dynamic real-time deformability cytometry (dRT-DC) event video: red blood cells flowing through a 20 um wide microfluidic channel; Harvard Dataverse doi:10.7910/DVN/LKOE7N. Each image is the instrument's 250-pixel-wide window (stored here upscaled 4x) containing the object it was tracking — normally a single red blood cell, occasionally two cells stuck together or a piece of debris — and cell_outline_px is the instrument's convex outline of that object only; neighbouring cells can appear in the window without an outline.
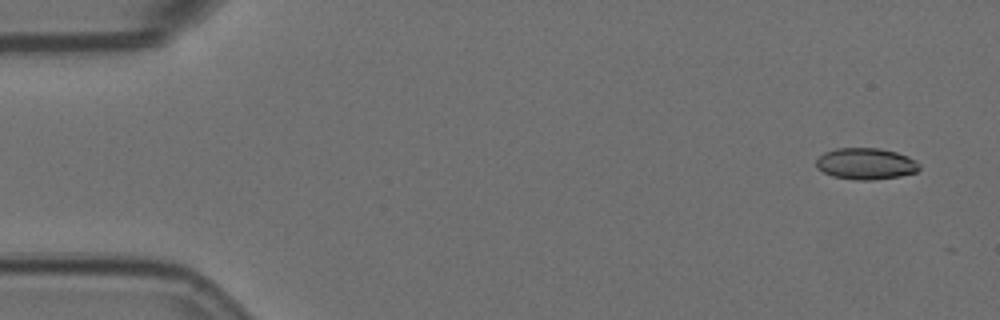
{"species": "Egyptian fruit bat (a non-hibernating species)", "species_latin": "Rousettus aegyptiacus", "temperature_condition": "room temperature", "stored_images_in_passage": 5, "camera_frame_rate_fps": 3000, "um_per_image_px": 0.085, "animal": {"sex": "female"}, "frame": {"image": 1, "passage_image": 1, "time_ms": 0.0, "image_size_px": [1000, 320], "cell_outline_px": [[920, 168], [916, 172], [900, 176], [872, 180], [856, 180], [832, 176], [816, 168], [816, 160], [824, 152], [836, 148], [880, 148], [896, 152], [908, 156], [916, 160], [920, 164]], "centroid_in_image_um": [73.6, 13.91], "position_along_channel_um": 11.4, "area_um2": 19.02}}